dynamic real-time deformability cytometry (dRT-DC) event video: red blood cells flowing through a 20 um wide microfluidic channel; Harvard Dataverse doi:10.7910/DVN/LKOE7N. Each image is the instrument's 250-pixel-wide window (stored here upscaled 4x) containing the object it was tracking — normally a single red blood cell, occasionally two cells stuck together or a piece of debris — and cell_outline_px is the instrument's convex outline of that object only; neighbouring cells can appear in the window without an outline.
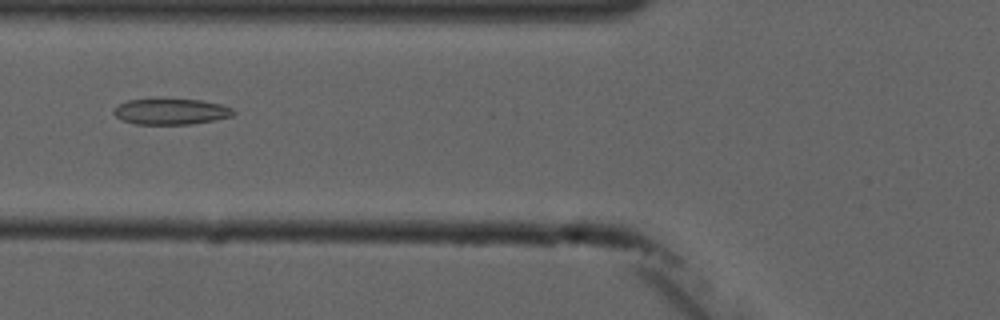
{"species": "common noctule bat (a hibernating species)", "species_latin": "Nyctalus noctula", "temperature_condition": "cold", "stored_images_in_passage": 2, "camera_frame_rate_fps": 3000, "um_per_image_px": 0.085, "animal": {"sex": "male", "forearm_length_mm": 52.5}, "frame": {"image": 1, "passage_image": 2, "time_ms": 1.0, "image_size_px": [1000, 320], "cell_outline_px": [[236, 112], [232, 116], [216, 120], [188, 124], [136, 124], [124, 120], [116, 116], [112, 112], [120, 104], [128, 100], [200, 100], [220, 104], [232, 108]], "centroid_in_image_um": [14.57, 9.5], "position_along_channel_um": 111.2, "area_um2": 17.63}}